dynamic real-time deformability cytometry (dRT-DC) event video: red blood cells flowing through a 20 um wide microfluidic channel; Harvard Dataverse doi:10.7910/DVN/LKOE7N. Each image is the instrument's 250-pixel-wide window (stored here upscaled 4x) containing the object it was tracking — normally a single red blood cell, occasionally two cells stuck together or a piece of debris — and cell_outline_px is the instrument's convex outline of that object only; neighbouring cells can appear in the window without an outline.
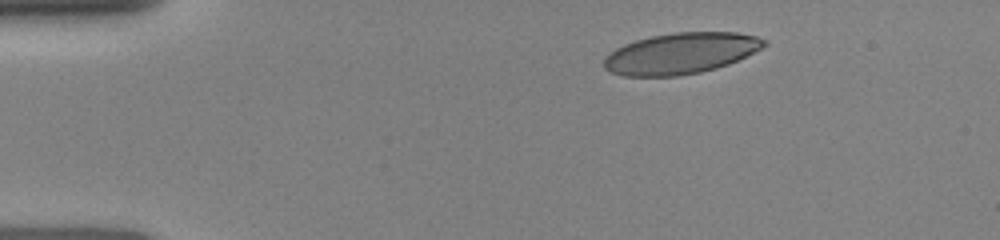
{"species": "human", "species_latin": "Homo sapiens", "temperature_condition": "room temperature", "stored_images_in_passage": 30, "camera_frame_rate_fps": 3000, "um_per_image_px": 0.085, "donor": {"sex": "female"}, "frame": {"image": 1, "passage_image": 2, "time_ms": 1.0, "image_size_px": [1000, 240], "cell_outline_px": [[768, 44], [728, 64], [716, 68], [700, 72], [676, 76], [624, 76], [612, 72], [604, 68], [604, 56], [616, 48], [624, 44], [636, 40], [652, 36], [676, 32], [736, 32], [756, 36], [764, 40]], "centroid_in_image_um": [57.82, 4.53], "position_along_channel_um": 27.2, "area_um2": 37.97}}
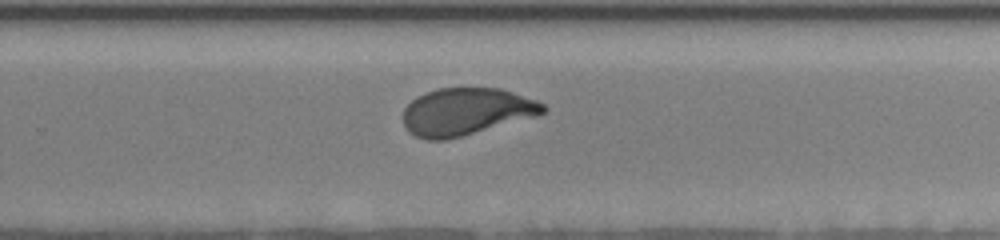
{"frame": {"image": 2, "passage_image": 15, "time_ms": 9.0, "image_size_px": [1000, 240], "cell_outline_px": [[548, 108], [544, 112], [536, 116], [460, 136], [444, 140], [428, 140], [416, 136], [408, 132], [404, 128], [404, 108], [416, 96], [424, 92], [436, 88], [500, 88], [536, 100], [544, 104]], "centroid_in_image_um": [39.59, 9.48], "position_along_channel_um": 290.2, "area_um2": 38.38}}
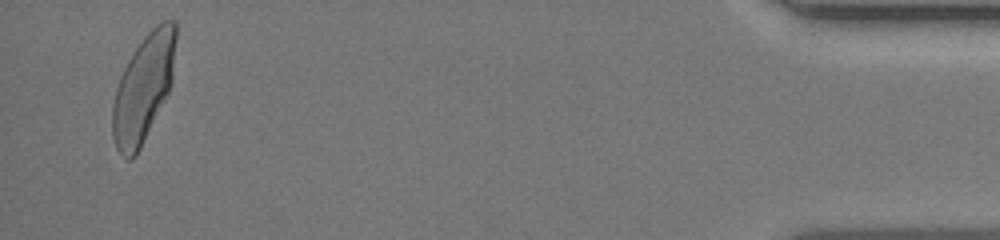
{"frame": {"image": 3, "passage_image": 29, "time_ms": 14.0, "image_size_px": [1000, 240], "cell_outline_px": [[176, 36], [172, 80], [168, 92], [136, 156], [132, 160], [128, 160], [120, 156], [116, 148], [112, 136], [112, 108], [116, 88], [120, 76], [128, 60], [144, 36], [156, 24], [164, 20], [176, 20]], "centroid_in_image_um": [12.17, 7.5], "position_along_channel_um": 423.0, "area_um2": 39.36}}